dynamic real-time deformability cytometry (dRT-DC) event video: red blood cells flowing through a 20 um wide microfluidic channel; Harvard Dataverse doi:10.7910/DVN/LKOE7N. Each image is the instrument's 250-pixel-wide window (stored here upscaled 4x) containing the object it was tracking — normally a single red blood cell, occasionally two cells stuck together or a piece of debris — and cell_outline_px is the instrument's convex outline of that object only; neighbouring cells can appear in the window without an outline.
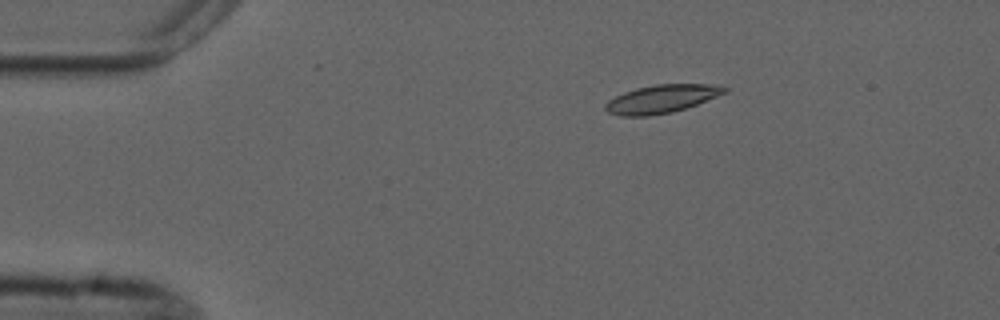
{"species": "common noctule bat (a hibernating species)", "species_latin": "Nyctalus noctula", "temperature_condition": "cold", "stored_images_in_passage": 4, "camera_frame_rate_fps": 3000, "um_per_image_px": 0.085, "animal": {"sex": "male", "forearm_length_mm": 52.5}, "frame": {"image": 1, "passage_image": 2, "time_ms": 2.333, "image_size_px": [1000, 320], "cell_outline_px": [[728, 92], [696, 104], [672, 112], [648, 116], [620, 116], [608, 112], [604, 108], [604, 104], [608, 100], [624, 92], [636, 88], [656, 84], [708, 84], [728, 88]], "centroid_in_image_um": [56.2, 8.41], "position_along_channel_um": 28.8, "area_um2": 19.42}}